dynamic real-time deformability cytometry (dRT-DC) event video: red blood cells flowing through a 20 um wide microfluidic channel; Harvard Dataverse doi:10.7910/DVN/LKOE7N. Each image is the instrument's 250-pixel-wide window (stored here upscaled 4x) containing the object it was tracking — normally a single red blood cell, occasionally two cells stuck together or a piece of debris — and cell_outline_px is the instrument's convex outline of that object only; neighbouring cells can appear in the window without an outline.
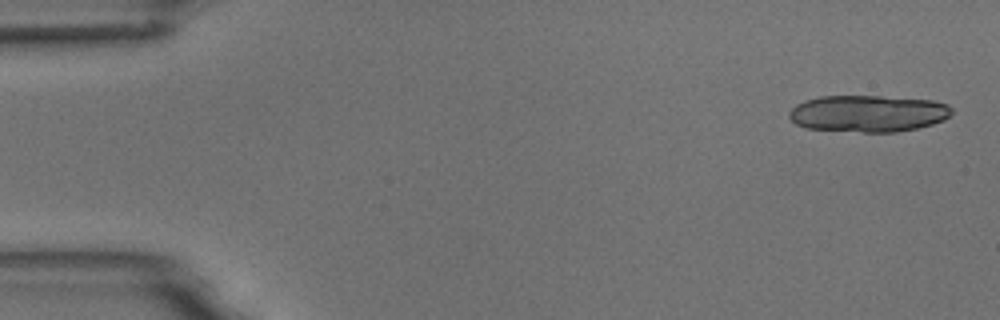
{"species": "common noctule bat (a hibernating species)", "species_latin": "Nyctalus noctula", "temperature_condition": "room temperature", "stored_images_in_passage": 5, "camera_frame_rate_fps": 3000, "um_per_image_px": 0.085, "animal": {"sex": "male", "body_mass_g": 18.8}, "frame": {"image": 1, "passage_image": 1, "time_ms": 0.0, "image_size_px": [1000, 320], "cell_outline_px": [[952, 112], [944, 120], [932, 124], [916, 128], [896, 132], [864, 132], [804, 128], [796, 124], [788, 116], [788, 112], [796, 104], [804, 100], [820, 96], [880, 96], [932, 100], [948, 104], [952, 108]], "centroid_in_image_um": [73.77, 9.64], "position_along_channel_um": 11.2, "area_um2": 34.97}}